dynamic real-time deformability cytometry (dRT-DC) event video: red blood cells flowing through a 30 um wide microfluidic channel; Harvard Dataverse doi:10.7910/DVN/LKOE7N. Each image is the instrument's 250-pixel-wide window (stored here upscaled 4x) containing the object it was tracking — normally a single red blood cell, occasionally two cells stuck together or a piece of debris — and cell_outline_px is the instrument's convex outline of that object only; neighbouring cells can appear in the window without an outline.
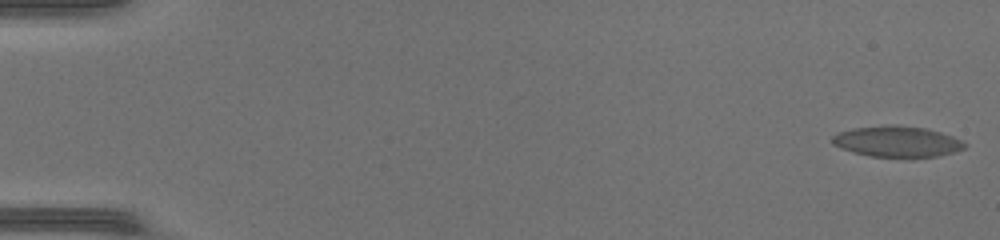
{"species": "common noctule bat (a hibernating species)", "species_latin": "Nyctalus noctula", "temperature_condition": "warm", "stored_images_in_passage": 51, "camera_frame_rate_fps": 3000, "um_per_image_px": 0.085, "animal": {"sex": "female", "body_mass_g": 17.0, "forearm_length_mm": 48.0}, "frame": {"image": 1, "passage_image": 1, "time_ms": 0.0, "image_size_px": [1000, 240], "cell_outline_px": [[964, 148], [952, 152], [936, 156], [872, 156], [852, 152], [832, 144], [832, 136], [840, 132], [852, 128], [924, 128], [940, 132], [952, 136], [960, 140], [964, 144]], "centroid_in_image_um": [76.23, 12.07], "position_along_channel_um": 8.8, "area_um2": 22.25}}
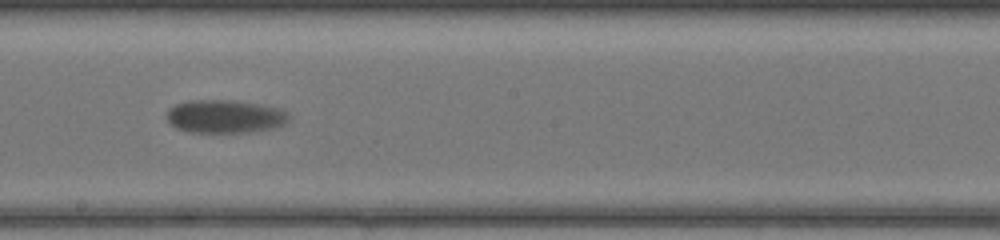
{"frame": {"image": 2, "passage_image": 30, "time_ms": 9.667, "image_size_px": [1000, 240], "cell_outline_px": [[292, 116], [284, 124], [272, 128], [248, 132], [188, 132], [176, 128], [168, 120], [168, 108], [176, 104], [188, 100], [232, 100], [260, 104], [280, 108], [288, 112]], "centroid_in_image_um": [19.15, 9.89], "position_along_channel_um": 229.1, "area_um2": 23.7}}
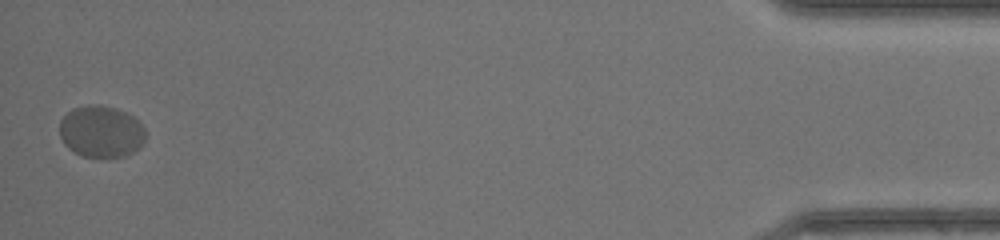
{"frame": {"image": 3, "passage_image": 51, "time_ms": 16.667, "image_size_px": [1000, 240], "cell_outline_px": [[144, 140], [132, 152], [124, 156], [80, 156], [68, 148], [64, 144], [60, 136], [60, 120], [72, 108], [88, 104], [96, 104], [116, 108], [132, 116], [144, 128]], "centroid_in_image_um": [8.54, 11.16], "position_along_channel_um": 426.7, "area_um2": 25.61}, "authors_computed_cell_mechanics": {"area_um2": 23.5246, "velocity_mm_per_s": 4.1036, "shape_relaxation_time_tau1_ms": 2.1208, "shape_relaxation_time_tau2_ms": null, "deformation_change_tau1": 0.0714, "deformation_change_tau2": null}}